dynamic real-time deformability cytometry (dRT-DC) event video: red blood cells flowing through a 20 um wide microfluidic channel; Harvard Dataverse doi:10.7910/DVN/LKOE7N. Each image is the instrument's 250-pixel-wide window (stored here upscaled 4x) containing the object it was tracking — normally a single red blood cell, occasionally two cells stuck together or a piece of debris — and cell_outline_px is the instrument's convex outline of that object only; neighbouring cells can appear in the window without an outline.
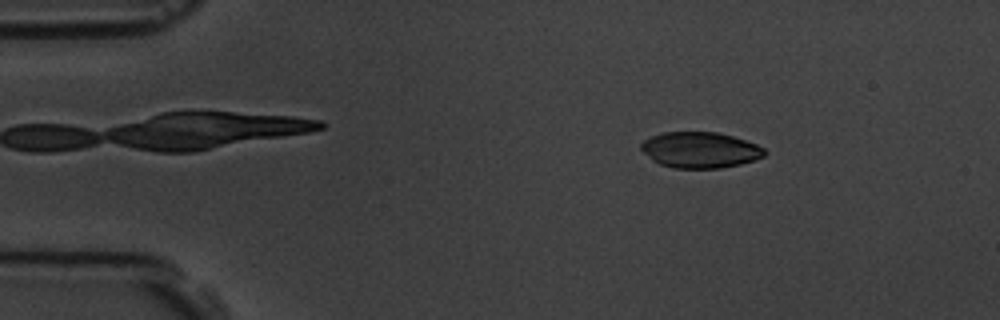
{"species": "common noctule bat (a hibernating species)", "species_latin": "Nyctalus noctula", "temperature_condition": "room temperature", "stored_images_in_passage": 5, "segment_of_instrument_passage": [1, 2], "camera_frame_rate_fps": 3000, "um_per_image_px": 0.085, "animal": {"sex": "male", "body_mass_g": 19.5, "forearm_length_mm": 54.6}, "frame": {"image": 1, "passage_image": 2, "time_ms": 1.0, "image_size_px": [1000, 320], "cell_outline_px": [[768, 152], [764, 156], [756, 160], [740, 164], [720, 168], [676, 168], [660, 164], [652, 160], [640, 148], [640, 144], [644, 140], [652, 136], [664, 132], [716, 132], [732, 136], [756, 144], [764, 148]], "centroid_in_image_um": [59.53, 12.75], "position_along_channel_um": 25.5, "area_um2": 25.78}}